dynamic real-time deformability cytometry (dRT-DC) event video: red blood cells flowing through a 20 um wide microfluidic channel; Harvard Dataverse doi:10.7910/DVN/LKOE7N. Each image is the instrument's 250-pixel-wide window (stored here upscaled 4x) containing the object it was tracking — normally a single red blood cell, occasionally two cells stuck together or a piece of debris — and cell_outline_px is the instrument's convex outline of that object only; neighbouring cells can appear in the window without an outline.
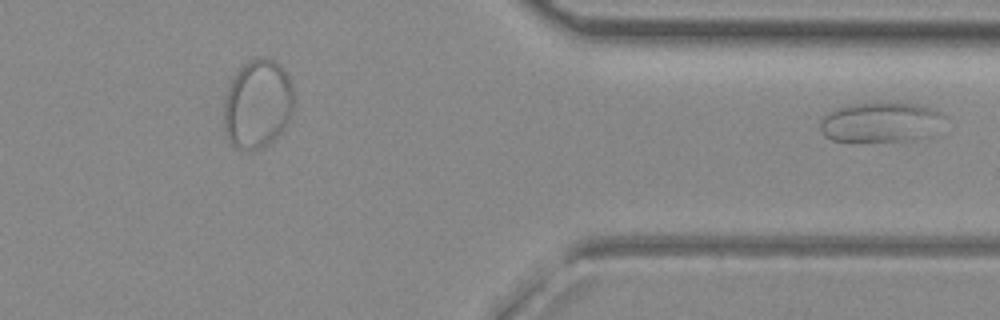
{"species": "common noctule bat (a hibernating species)", "species_latin": "Nyctalus noctula", "temperature_condition": "room temperature", "stored_images_in_passage": 32, "segment_of_instrument_passage": [2, 2], "camera_frame_rate_fps": 3000, "um_per_image_px": 0.085, "animal": {"sex": "female", "body_mass_g": 29.2, "forearm_length_mm": 56.3}, "frame": {"image": 1, "passage_image": 32, "time_ms": 10.333, "image_size_px": [1000, 320], "cell_outline_px": [[944, 116], [920, 136], [912, 140], [832, 140], [824, 136], [820, 128], [820, 120], [828, 112], [836, 108], [848, 104], [864, 100], [880, 100], [916, 104], [940, 112]], "centroid_in_image_um": [74.66, 10.3], "position_along_channel_um": 336.7, "area_um2": 28.38}}